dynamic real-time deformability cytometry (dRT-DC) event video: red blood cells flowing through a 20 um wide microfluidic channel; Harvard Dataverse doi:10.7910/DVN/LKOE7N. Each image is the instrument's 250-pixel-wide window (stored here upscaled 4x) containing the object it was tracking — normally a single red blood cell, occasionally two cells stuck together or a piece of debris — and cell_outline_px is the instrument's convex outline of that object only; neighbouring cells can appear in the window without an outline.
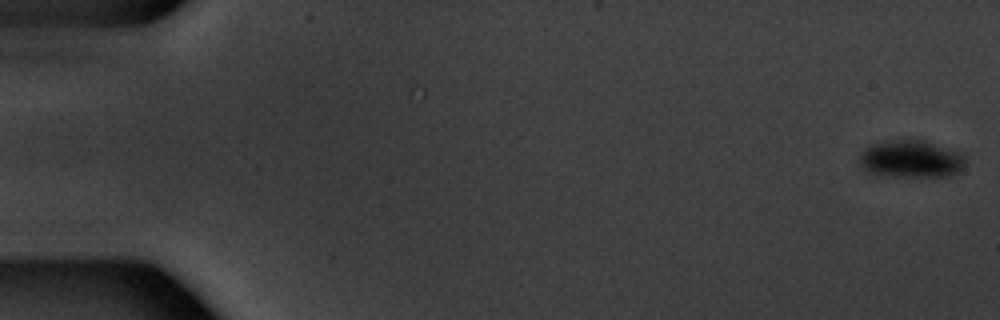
{"species": "common noctule bat (a hibernating species)", "species_latin": "Nyctalus noctula", "temperature_condition": "warm", "stored_images_in_passage": 10, "camera_frame_rate_fps": 3000, "um_per_image_px": 0.085, "animal": {"sex": "male", "body_mass_g": 20.1, "forearm_length_mm": 53.5}, "frame": {"image": 1, "passage_image": 1, "time_ms": 0.0, "image_size_px": [1000, 320], "cell_outline_px": [[968, 156], [964, 164], [956, 172], [948, 176], [892, 176], [872, 172], [860, 164], [860, 156], [872, 144], [880, 140], [924, 140], [964, 152]], "centroid_in_image_um": [77.53, 13.48], "position_along_channel_um": 7.5, "area_um2": 22.95}}